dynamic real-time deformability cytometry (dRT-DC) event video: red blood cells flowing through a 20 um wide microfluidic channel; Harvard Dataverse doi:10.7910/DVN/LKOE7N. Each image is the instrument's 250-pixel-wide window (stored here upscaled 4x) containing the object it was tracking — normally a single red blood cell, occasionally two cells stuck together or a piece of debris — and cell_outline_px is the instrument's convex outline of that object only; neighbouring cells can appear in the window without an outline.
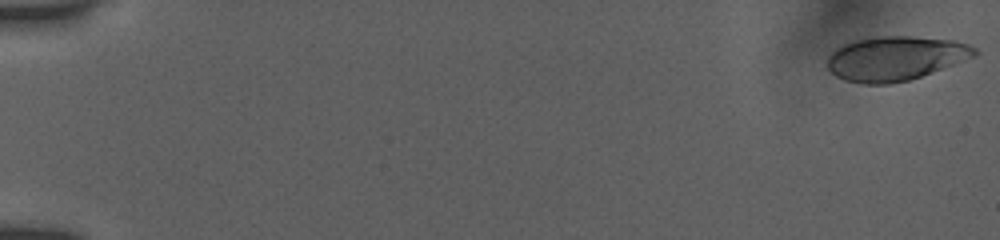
{"species": "human", "species_latin": "Homo sapiens", "temperature_condition": "room temperature", "stored_images_in_passage": 54, "camera_frame_rate_fps": 3000, "um_per_image_px": 0.085, "donor": {"sex": "female"}, "frame": {"image": 1, "passage_image": 1, "time_ms": 0.0, "image_size_px": [1000, 240], "cell_outline_px": [[980, 52], [976, 56], [932, 72], [908, 80], [888, 84], [864, 84], [844, 80], [836, 76], [828, 68], [828, 56], [836, 48], [844, 44], [856, 40], [876, 36], [912, 36], [952, 40], [968, 44], [976, 48]], "centroid_in_image_um": [76.12, 4.95], "position_along_channel_um": 8.9, "area_um2": 37.92}}
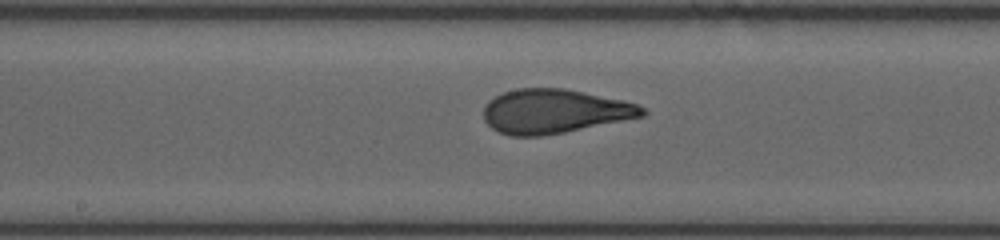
{"frame": {"image": 2, "passage_image": 30, "time_ms": 9.667, "image_size_px": [1000, 240], "cell_outline_px": [[648, 112], [644, 116], [564, 132], [540, 136], [508, 136], [492, 128], [484, 120], [484, 104], [488, 100], [504, 92], [516, 88], [564, 88], [624, 100], [636, 104], [644, 108]], "centroid_in_image_um": [47.1, 9.45], "position_along_channel_um": 201.1, "area_um2": 40.81}}
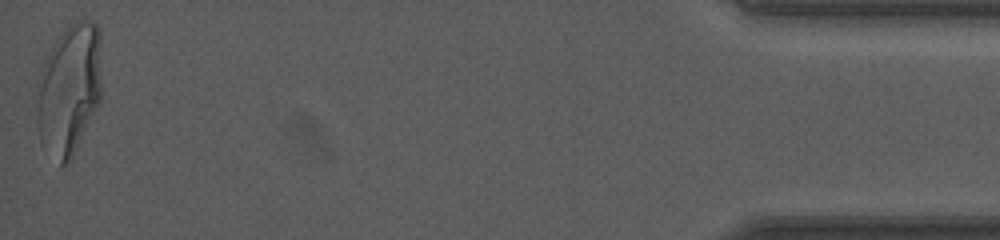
{"frame": {"image": 3, "passage_image": 54, "time_ms": 17.667, "image_size_px": [1000, 240], "cell_outline_px": [[100, 100], [68, 164], [60, 168], [40, 140], [36, 120], [36, 116], [40, 72], [48, 52], [56, 40], [80, 16], [92, 20], [96, 24], [100, 32]], "centroid_in_image_um": [5.87, 7.59], "position_along_channel_um": 429.3, "area_um2": 49.3}, "authors_computed_cell_mechanics": {"area_um2": 40.5178, "velocity_mm_per_s": 3.8956, "shape_relaxation_time_tau1_ms": 5.269, "shape_relaxation_time_tau2_ms": 0.7706, "deformation_change_tau1": 0.232, "deformation_change_tau2": 0.0803}}